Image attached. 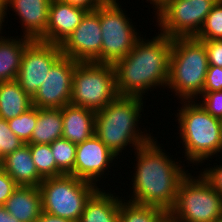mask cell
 Wrapping results in <instances>:
<instances>
[{"label":"cell","mask_w":222,"mask_h":222,"mask_svg":"<svg viewBox=\"0 0 222 222\" xmlns=\"http://www.w3.org/2000/svg\"><path fill=\"white\" fill-rule=\"evenodd\" d=\"M205 45L208 65L222 68V40H200Z\"/></svg>","instance_id":"obj_32"},{"label":"cell","mask_w":222,"mask_h":222,"mask_svg":"<svg viewBox=\"0 0 222 222\" xmlns=\"http://www.w3.org/2000/svg\"><path fill=\"white\" fill-rule=\"evenodd\" d=\"M62 138L79 144L95 135L96 112L89 108L67 104L61 108Z\"/></svg>","instance_id":"obj_17"},{"label":"cell","mask_w":222,"mask_h":222,"mask_svg":"<svg viewBox=\"0 0 222 222\" xmlns=\"http://www.w3.org/2000/svg\"><path fill=\"white\" fill-rule=\"evenodd\" d=\"M222 90V68L215 65H209L203 92H213Z\"/></svg>","instance_id":"obj_31"},{"label":"cell","mask_w":222,"mask_h":222,"mask_svg":"<svg viewBox=\"0 0 222 222\" xmlns=\"http://www.w3.org/2000/svg\"><path fill=\"white\" fill-rule=\"evenodd\" d=\"M116 158L102 141L93 135L91 138L77 144L74 176L96 184L98 179ZM98 178V179H97Z\"/></svg>","instance_id":"obj_14"},{"label":"cell","mask_w":222,"mask_h":222,"mask_svg":"<svg viewBox=\"0 0 222 222\" xmlns=\"http://www.w3.org/2000/svg\"><path fill=\"white\" fill-rule=\"evenodd\" d=\"M98 188L87 200L79 222H118L121 199Z\"/></svg>","instance_id":"obj_20"},{"label":"cell","mask_w":222,"mask_h":222,"mask_svg":"<svg viewBox=\"0 0 222 222\" xmlns=\"http://www.w3.org/2000/svg\"><path fill=\"white\" fill-rule=\"evenodd\" d=\"M11 38L5 39L0 36V83L16 80L22 55L26 47L33 41L31 38L25 37L24 34L19 40Z\"/></svg>","instance_id":"obj_21"},{"label":"cell","mask_w":222,"mask_h":222,"mask_svg":"<svg viewBox=\"0 0 222 222\" xmlns=\"http://www.w3.org/2000/svg\"><path fill=\"white\" fill-rule=\"evenodd\" d=\"M32 160L42 179L57 177V165L50 144H28Z\"/></svg>","instance_id":"obj_26"},{"label":"cell","mask_w":222,"mask_h":222,"mask_svg":"<svg viewBox=\"0 0 222 222\" xmlns=\"http://www.w3.org/2000/svg\"><path fill=\"white\" fill-rule=\"evenodd\" d=\"M52 0H2V21L7 7L13 8L21 18L24 36L38 40L47 29L49 6Z\"/></svg>","instance_id":"obj_16"},{"label":"cell","mask_w":222,"mask_h":222,"mask_svg":"<svg viewBox=\"0 0 222 222\" xmlns=\"http://www.w3.org/2000/svg\"><path fill=\"white\" fill-rule=\"evenodd\" d=\"M32 107V98L16 80L0 83V118L8 121Z\"/></svg>","instance_id":"obj_22"},{"label":"cell","mask_w":222,"mask_h":222,"mask_svg":"<svg viewBox=\"0 0 222 222\" xmlns=\"http://www.w3.org/2000/svg\"><path fill=\"white\" fill-rule=\"evenodd\" d=\"M80 62L62 56L49 70L44 83L32 98L39 109L63 108L70 104L73 74Z\"/></svg>","instance_id":"obj_13"},{"label":"cell","mask_w":222,"mask_h":222,"mask_svg":"<svg viewBox=\"0 0 222 222\" xmlns=\"http://www.w3.org/2000/svg\"><path fill=\"white\" fill-rule=\"evenodd\" d=\"M57 165V177L61 175L74 176V164L77 145L65 138H59L50 144Z\"/></svg>","instance_id":"obj_25"},{"label":"cell","mask_w":222,"mask_h":222,"mask_svg":"<svg viewBox=\"0 0 222 222\" xmlns=\"http://www.w3.org/2000/svg\"><path fill=\"white\" fill-rule=\"evenodd\" d=\"M63 56L80 63L101 64L102 36L99 21V7L87 12L79 26L61 45Z\"/></svg>","instance_id":"obj_12"},{"label":"cell","mask_w":222,"mask_h":222,"mask_svg":"<svg viewBox=\"0 0 222 222\" xmlns=\"http://www.w3.org/2000/svg\"><path fill=\"white\" fill-rule=\"evenodd\" d=\"M63 119L61 108H37V124L26 144H51L62 138Z\"/></svg>","instance_id":"obj_23"},{"label":"cell","mask_w":222,"mask_h":222,"mask_svg":"<svg viewBox=\"0 0 222 222\" xmlns=\"http://www.w3.org/2000/svg\"><path fill=\"white\" fill-rule=\"evenodd\" d=\"M7 122L13 134L26 144L31 139L33 130L37 124V107L33 106L23 114Z\"/></svg>","instance_id":"obj_28"},{"label":"cell","mask_w":222,"mask_h":222,"mask_svg":"<svg viewBox=\"0 0 222 222\" xmlns=\"http://www.w3.org/2000/svg\"><path fill=\"white\" fill-rule=\"evenodd\" d=\"M156 142L152 138L136 149L138 163L132 179L134 194L128 201L160 207L168 213L175 204L178 186L188 173L162 152Z\"/></svg>","instance_id":"obj_2"},{"label":"cell","mask_w":222,"mask_h":222,"mask_svg":"<svg viewBox=\"0 0 222 222\" xmlns=\"http://www.w3.org/2000/svg\"><path fill=\"white\" fill-rule=\"evenodd\" d=\"M2 169L18 186L39 187L43 179L39 176L32 160L28 144L2 158Z\"/></svg>","instance_id":"obj_18"},{"label":"cell","mask_w":222,"mask_h":222,"mask_svg":"<svg viewBox=\"0 0 222 222\" xmlns=\"http://www.w3.org/2000/svg\"><path fill=\"white\" fill-rule=\"evenodd\" d=\"M0 222H19V221L11 214H9L3 205H0Z\"/></svg>","instance_id":"obj_37"},{"label":"cell","mask_w":222,"mask_h":222,"mask_svg":"<svg viewBox=\"0 0 222 222\" xmlns=\"http://www.w3.org/2000/svg\"><path fill=\"white\" fill-rule=\"evenodd\" d=\"M168 213L156 206L140 205L122 201L118 222H165Z\"/></svg>","instance_id":"obj_24"},{"label":"cell","mask_w":222,"mask_h":222,"mask_svg":"<svg viewBox=\"0 0 222 222\" xmlns=\"http://www.w3.org/2000/svg\"><path fill=\"white\" fill-rule=\"evenodd\" d=\"M0 170H2V159L0 158Z\"/></svg>","instance_id":"obj_41"},{"label":"cell","mask_w":222,"mask_h":222,"mask_svg":"<svg viewBox=\"0 0 222 222\" xmlns=\"http://www.w3.org/2000/svg\"><path fill=\"white\" fill-rule=\"evenodd\" d=\"M35 222H73V221L42 211L40 216Z\"/></svg>","instance_id":"obj_36"},{"label":"cell","mask_w":222,"mask_h":222,"mask_svg":"<svg viewBox=\"0 0 222 222\" xmlns=\"http://www.w3.org/2000/svg\"><path fill=\"white\" fill-rule=\"evenodd\" d=\"M2 0H0V26H2Z\"/></svg>","instance_id":"obj_39"},{"label":"cell","mask_w":222,"mask_h":222,"mask_svg":"<svg viewBox=\"0 0 222 222\" xmlns=\"http://www.w3.org/2000/svg\"><path fill=\"white\" fill-rule=\"evenodd\" d=\"M3 206L19 222H35L42 212L40 188L18 186Z\"/></svg>","instance_id":"obj_19"},{"label":"cell","mask_w":222,"mask_h":222,"mask_svg":"<svg viewBox=\"0 0 222 222\" xmlns=\"http://www.w3.org/2000/svg\"><path fill=\"white\" fill-rule=\"evenodd\" d=\"M202 103L199 105L210 113L214 118L222 119V90L202 92Z\"/></svg>","instance_id":"obj_30"},{"label":"cell","mask_w":222,"mask_h":222,"mask_svg":"<svg viewBox=\"0 0 222 222\" xmlns=\"http://www.w3.org/2000/svg\"><path fill=\"white\" fill-rule=\"evenodd\" d=\"M201 174L210 183L213 189L222 195V165L206 168Z\"/></svg>","instance_id":"obj_34"},{"label":"cell","mask_w":222,"mask_h":222,"mask_svg":"<svg viewBox=\"0 0 222 222\" xmlns=\"http://www.w3.org/2000/svg\"><path fill=\"white\" fill-rule=\"evenodd\" d=\"M172 39L159 34L153 39L142 37L124 58L113 64L119 96L143 97L153 86L167 87Z\"/></svg>","instance_id":"obj_1"},{"label":"cell","mask_w":222,"mask_h":222,"mask_svg":"<svg viewBox=\"0 0 222 222\" xmlns=\"http://www.w3.org/2000/svg\"><path fill=\"white\" fill-rule=\"evenodd\" d=\"M39 188L43 212L79 222L87 200L98 186L73 175H61L43 179Z\"/></svg>","instance_id":"obj_7"},{"label":"cell","mask_w":222,"mask_h":222,"mask_svg":"<svg viewBox=\"0 0 222 222\" xmlns=\"http://www.w3.org/2000/svg\"><path fill=\"white\" fill-rule=\"evenodd\" d=\"M75 7H80L85 10L95 11L99 6L104 4L107 0H60Z\"/></svg>","instance_id":"obj_35"},{"label":"cell","mask_w":222,"mask_h":222,"mask_svg":"<svg viewBox=\"0 0 222 222\" xmlns=\"http://www.w3.org/2000/svg\"><path fill=\"white\" fill-rule=\"evenodd\" d=\"M208 66L202 41L195 37L172 39L167 87L183 102L195 100L203 92Z\"/></svg>","instance_id":"obj_4"},{"label":"cell","mask_w":222,"mask_h":222,"mask_svg":"<svg viewBox=\"0 0 222 222\" xmlns=\"http://www.w3.org/2000/svg\"><path fill=\"white\" fill-rule=\"evenodd\" d=\"M165 222H179V221H177V220H175V219H172V218L168 215Z\"/></svg>","instance_id":"obj_40"},{"label":"cell","mask_w":222,"mask_h":222,"mask_svg":"<svg viewBox=\"0 0 222 222\" xmlns=\"http://www.w3.org/2000/svg\"><path fill=\"white\" fill-rule=\"evenodd\" d=\"M185 102L177 113L185 156L191 163H202L203 160L212 158V155L222 152L221 121L199 103Z\"/></svg>","instance_id":"obj_5"},{"label":"cell","mask_w":222,"mask_h":222,"mask_svg":"<svg viewBox=\"0 0 222 222\" xmlns=\"http://www.w3.org/2000/svg\"><path fill=\"white\" fill-rule=\"evenodd\" d=\"M218 0H173L157 16L161 34L174 38L196 37Z\"/></svg>","instance_id":"obj_10"},{"label":"cell","mask_w":222,"mask_h":222,"mask_svg":"<svg viewBox=\"0 0 222 222\" xmlns=\"http://www.w3.org/2000/svg\"><path fill=\"white\" fill-rule=\"evenodd\" d=\"M142 99L118 96L106 107L96 111L95 135L116 156L126 149L128 144H132L136 150L152 139L148 133L138 130V119L143 108Z\"/></svg>","instance_id":"obj_3"},{"label":"cell","mask_w":222,"mask_h":222,"mask_svg":"<svg viewBox=\"0 0 222 222\" xmlns=\"http://www.w3.org/2000/svg\"><path fill=\"white\" fill-rule=\"evenodd\" d=\"M24 143L10 130L7 120L0 118V158L14 152Z\"/></svg>","instance_id":"obj_29"},{"label":"cell","mask_w":222,"mask_h":222,"mask_svg":"<svg viewBox=\"0 0 222 222\" xmlns=\"http://www.w3.org/2000/svg\"><path fill=\"white\" fill-rule=\"evenodd\" d=\"M17 187L16 182L3 169L0 170V205L5 204Z\"/></svg>","instance_id":"obj_33"},{"label":"cell","mask_w":222,"mask_h":222,"mask_svg":"<svg viewBox=\"0 0 222 222\" xmlns=\"http://www.w3.org/2000/svg\"><path fill=\"white\" fill-rule=\"evenodd\" d=\"M63 56L56 44L33 40L25 49L16 81L33 98L50 68Z\"/></svg>","instance_id":"obj_11"},{"label":"cell","mask_w":222,"mask_h":222,"mask_svg":"<svg viewBox=\"0 0 222 222\" xmlns=\"http://www.w3.org/2000/svg\"><path fill=\"white\" fill-rule=\"evenodd\" d=\"M112 64L79 63L73 74L70 104L95 112L118 97Z\"/></svg>","instance_id":"obj_8"},{"label":"cell","mask_w":222,"mask_h":222,"mask_svg":"<svg viewBox=\"0 0 222 222\" xmlns=\"http://www.w3.org/2000/svg\"><path fill=\"white\" fill-rule=\"evenodd\" d=\"M198 40H222V0H218L205 18Z\"/></svg>","instance_id":"obj_27"},{"label":"cell","mask_w":222,"mask_h":222,"mask_svg":"<svg viewBox=\"0 0 222 222\" xmlns=\"http://www.w3.org/2000/svg\"><path fill=\"white\" fill-rule=\"evenodd\" d=\"M118 4L116 0H107L99 6L101 64L113 65L124 58L141 38Z\"/></svg>","instance_id":"obj_9"},{"label":"cell","mask_w":222,"mask_h":222,"mask_svg":"<svg viewBox=\"0 0 222 222\" xmlns=\"http://www.w3.org/2000/svg\"><path fill=\"white\" fill-rule=\"evenodd\" d=\"M173 0H150V3L153 4L155 7L157 16L160 14V12Z\"/></svg>","instance_id":"obj_38"},{"label":"cell","mask_w":222,"mask_h":222,"mask_svg":"<svg viewBox=\"0 0 222 222\" xmlns=\"http://www.w3.org/2000/svg\"><path fill=\"white\" fill-rule=\"evenodd\" d=\"M87 12L60 0H52L46 32L38 40L60 46L79 26Z\"/></svg>","instance_id":"obj_15"},{"label":"cell","mask_w":222,"mask_h":222,"mask_svg":"<svg viewBox=\"0 0 222 222\" xmlns=\"http://www.w3.org/2000/svg\"><path fill=\"white\" fill-rule=\"evenodd\" d=\"M199 175L195 179L188 173L181 180L175 204L168 215L179 222H221L222 195L201 173Z\"/></svg>","instance_id":"obj_6"}]
</instances>
